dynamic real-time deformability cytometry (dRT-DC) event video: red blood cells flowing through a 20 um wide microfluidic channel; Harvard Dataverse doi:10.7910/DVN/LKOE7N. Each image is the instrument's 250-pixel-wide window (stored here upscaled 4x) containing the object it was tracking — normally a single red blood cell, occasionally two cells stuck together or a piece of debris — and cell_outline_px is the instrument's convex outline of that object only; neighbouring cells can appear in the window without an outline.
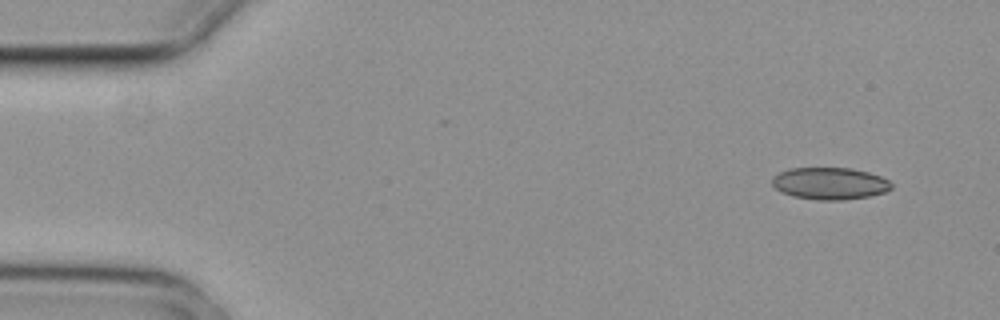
{"species": "common noctule bat (a hibernating species)", "species_latin": "Nyctalus noctula", "temperature_condition": "cold", "stored_images_in_passage": 3, "camera_frame_rate_fps": 3000, "um_per_image_px": 0.085, "animal": {"sex": "female", "body_mass_g": 29.2, "forearm_length_mm": 56.3}, "frame": {"image": 1, "passage_image": 1, "time_ms": 0.0, "image_size_px": [1000, 320], "cell_outline_px": [[892, 188], [884, 192], [868, 196], [844, 200], [820, 200], [792, 196], [780, 192], [772, 184], [772, 176], [788, 168], [852, 168], [868, 172], [880, 176], [888, 180], [892, 184]], "centroid_in_image_um": [70.51, 15.59], "position_along_channel_um": 14.5, "area_um2": 22.31}}